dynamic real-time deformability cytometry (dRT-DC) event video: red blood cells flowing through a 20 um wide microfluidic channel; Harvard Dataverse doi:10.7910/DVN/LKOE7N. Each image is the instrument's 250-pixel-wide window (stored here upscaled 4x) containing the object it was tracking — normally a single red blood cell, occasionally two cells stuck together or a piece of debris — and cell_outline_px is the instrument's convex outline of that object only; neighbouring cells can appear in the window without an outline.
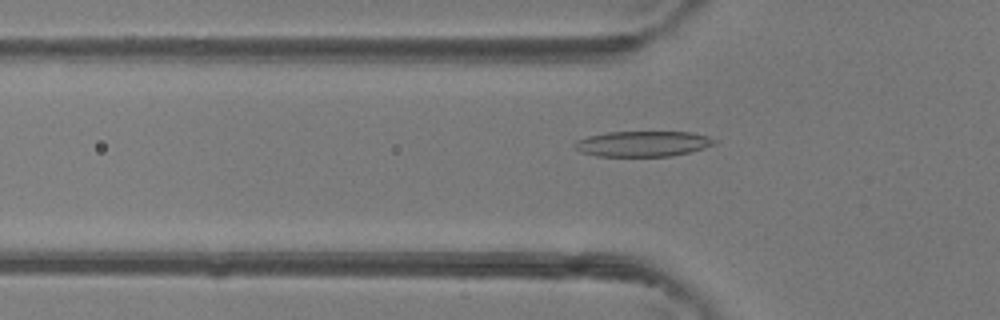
{"species": "common noctule bat (a hibernating species)", "species_latin": "Nyctalus noctula", "temperature_condition": "room temperature", "stored_images_in_passage": 42, "camera_frame_rate_fps": 3000, "um_per_image_px": 0.085, "animal": {"sex": "female"}, "frame": {"image": 1, "passage_image": 12, "time_ms": 3.667, "image_size_px": [1000, 320], "cell_outline_px": [[716, 144], [704, 148], [672, 156], [596, 156], [580, 152], [572, 148], [572, 144], [576, 140], [588, 136], [608, 132], [692, 132], [708, 136], [716, 140]], "centroid_in_image_um": [54.59, 12.22], "position_along_channel_um": 71.2, "area_um2": 20.92}}
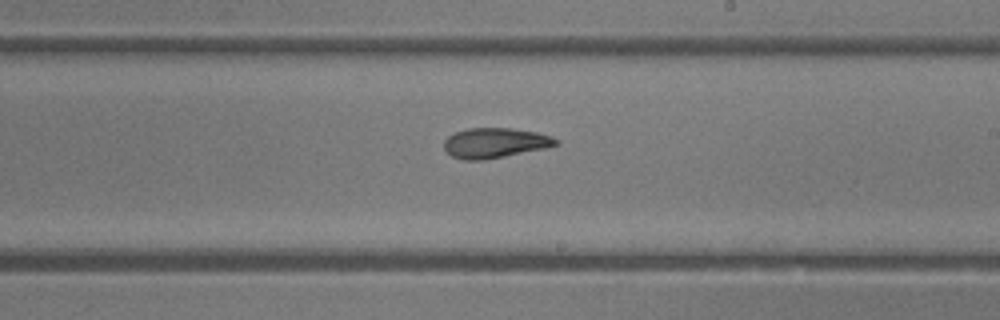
{"frame": {"image": 2, "passage_image": 24, "time_ms": 7.667, "image_size_px": [1000, 320], "cell_outline_px": [[560, 144], [544, 148], [484, 160], [464, 160], [452, 156], [444, 148], [444, 140], [448, 136], [456, 132], [468, 128], [508, 128], [536, 132], [552, 136], [560, 140]], "centroid_in_image_um": [42.08, 12.14], "position_along_channel_um": 246.9, "area_um2": 19.48}}
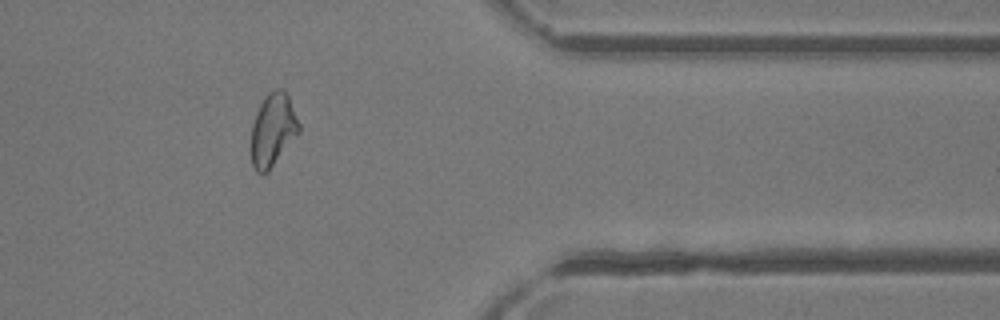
{"frame": {"image": 3, "passage_image": 35, "time_ms": 11.333, "image_size_px": [1000, 320], "cell_outline_px": [[300, 132], [268, 172], [256, 172], [252, 164], [252, 124], [256, 112], [264, 96], [268, 92], [276, 88], [280, 88], [288, 96], [300, 124]], "centroid_in_image_um": [23.2, 11.02], "position_along_channel_um": 388.2, "area_um2": 20.17}}